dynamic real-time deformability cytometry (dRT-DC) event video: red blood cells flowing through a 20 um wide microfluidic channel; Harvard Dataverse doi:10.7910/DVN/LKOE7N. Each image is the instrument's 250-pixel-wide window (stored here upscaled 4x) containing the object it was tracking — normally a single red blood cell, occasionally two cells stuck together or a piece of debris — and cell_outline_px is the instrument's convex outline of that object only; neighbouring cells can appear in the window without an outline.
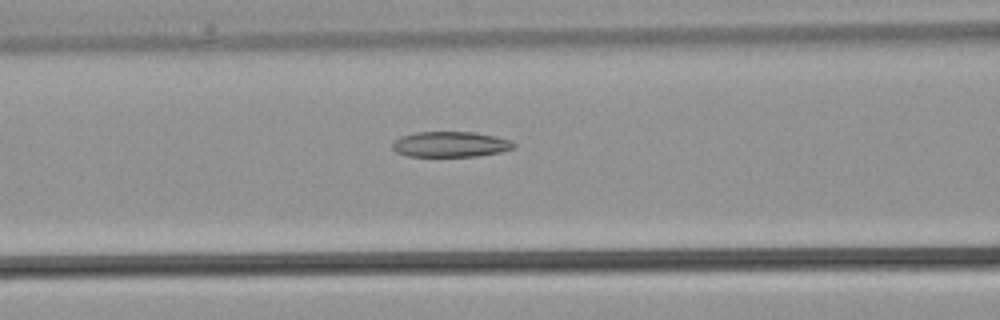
{"species": "common noctule bat (a hibernating species)", "species_latin": "Nyctalus noctula", "temperature_condition": "warm", "stored_images_in_passage": 35, "camera_frame_rate_fps": 3000, "um_per_image_px": 0.085, "animal": {"sex": "male", "body_mass_g": 21.5, "forearm_length_mm": 52.0}, "frame": {"image": 1, "passage_image": 14, "time_ms": 4.333, "image_size_px": [1000, 320], "cell_outline_px": [[516, 144], [512, 148], [500, 152], [476, 156], [408, 156], [396, 152], [392, 148], [392, 144], [400, 136], [416, 132], [476, 132], [508, 140]], "centroid_in_image_um": [38.24, 12.26], "position_along_channel_um": 128.4, "area_um2": 17.8}}
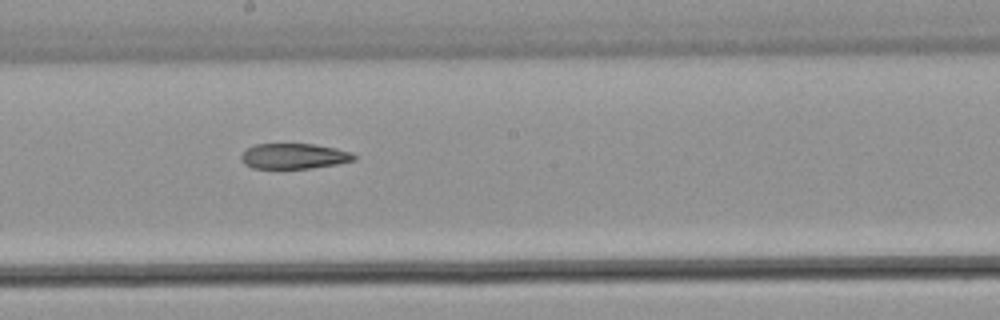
{"frame": {"image": 2, "passage_image": 19, "time_ms": 6.0, "image_size_px": [1000, 320], "cell_outline_px": [[356, 160], [336, 164], [312, 168], [252, 168], [244, 164], [240, 160], [240, 156], [248, 148], [256, 144], [316, 144], [336, 148], [352, 152], [356, 156]], "centroid_in_image_um": [25.0, 13.27], "position_along_channel_um": 223.2, "area_um2": 16.76}}
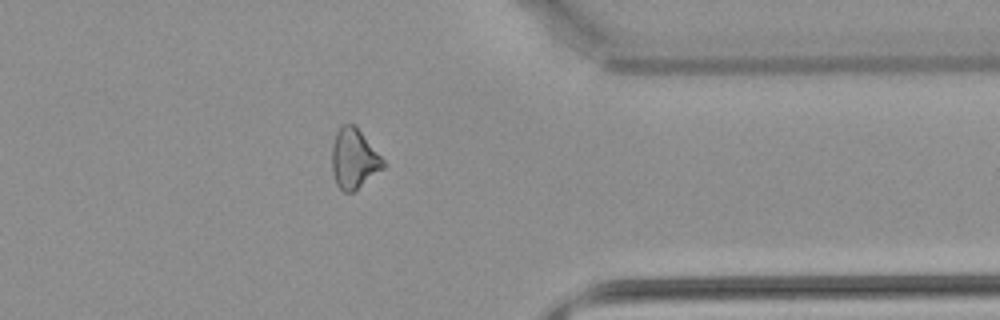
{"frame": {"image": 3, "passage_image": 28, "time_ms": 9.0, "image_size_px": [1000, 320], "cell_outline_px": [[384, 168], [352, 192], [344, 192], [336, 184], [332, 172], [332, 144], [336, 132], [344, 124], [356, 124], [384, 160]], "centroid_in_image_um": [30.07, 13.47], "position_along_channel_um": 381.3, "area_um2": 17.86}}